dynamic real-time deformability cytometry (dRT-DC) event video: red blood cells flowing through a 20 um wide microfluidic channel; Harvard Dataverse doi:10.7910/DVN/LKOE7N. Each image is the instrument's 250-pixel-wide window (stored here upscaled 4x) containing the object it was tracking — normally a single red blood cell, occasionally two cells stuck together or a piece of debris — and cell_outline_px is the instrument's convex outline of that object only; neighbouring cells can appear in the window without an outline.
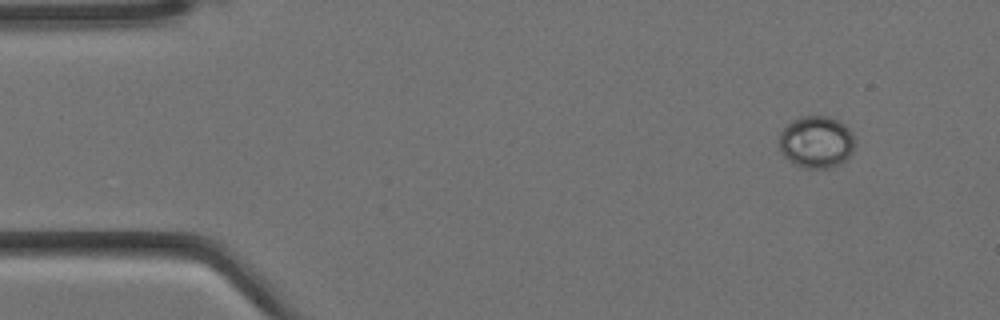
{"species": "Egyptian fruit bat (a non-hibernating species)", "species_latin": "Rousettus aegyptiacus", "temperature_condition": "cold", "stored_images_in_passage": 14, "camera_frame_rate_fps": 3000, "um_per_image_px": 0.085, "animal": {"sex": "female"}, "frame": {"image": 1, "passage_image": 1, "time_ms": 0.0, "image_size_px": [1000, 320], "cell_outline_px": [[852, 152], [840, 164], [832, 168], [804, 168], [788, 160], [780, 152], [780, 132], [784, 124], [800, 116], [828, 116], [844, 124], [852, 132]], "centroid_in_image_um": [69.34, 12.06], "position_along_channel_um": 15.7, "area_um2": 22.95}}
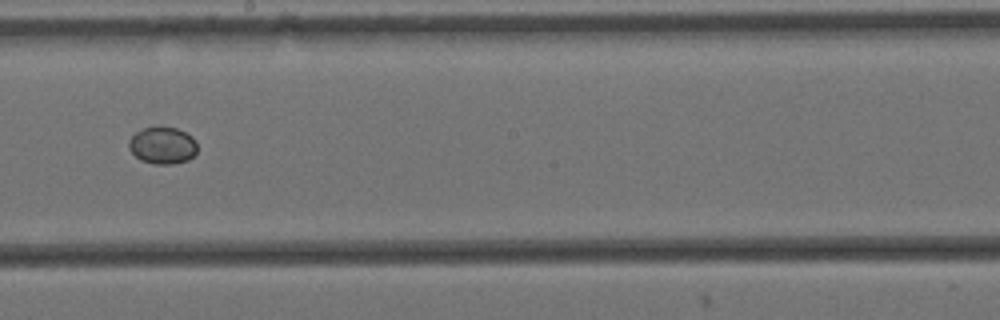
{"frame": {"image": 2, "passage_image": 8, "time_ms": 2.333, "image_size_px": [1000, 320], "cell_outline_px": [[196, 152], [188, 160], [172, 164], [156, 164], [140, 160], [128, 148], [128, 140], [136, 132], [144, 128], [156, 124], [160, 124], [176, 128], [192, 136], [196, 140]], "centroid_in_image_um": [13.8, 12.32], "position_along_channel_um": 234.4, "area_um2": 15.09}}
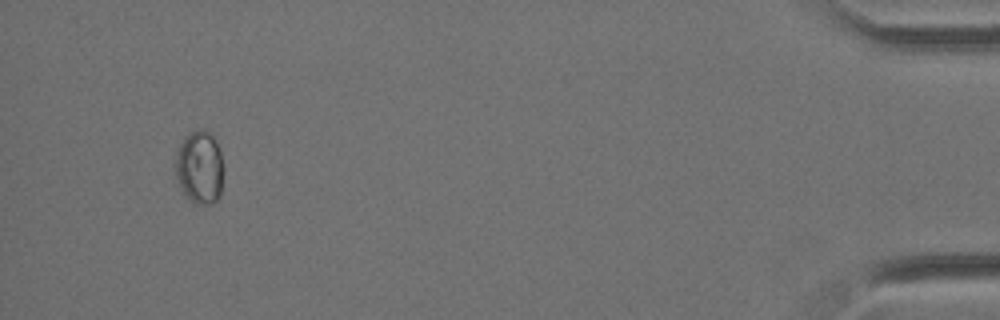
{"frame": {"image": 3, "passage_image": 14, "time_ms": 4.333, "image_size_px": [1000, 320], "cell_outline_px": [[220, 196], [212, 204], [196, 204], [184, 192], [176, 176], [176, 160], [180, 144], [188, 132], [196, 128], [204, 128], [212, 132], [216, 140], [220, 152]], "centroid_in_image_um": [16.96, 14.15], "position_along_channel_um": 418.2, "area_um2": 20.0}}